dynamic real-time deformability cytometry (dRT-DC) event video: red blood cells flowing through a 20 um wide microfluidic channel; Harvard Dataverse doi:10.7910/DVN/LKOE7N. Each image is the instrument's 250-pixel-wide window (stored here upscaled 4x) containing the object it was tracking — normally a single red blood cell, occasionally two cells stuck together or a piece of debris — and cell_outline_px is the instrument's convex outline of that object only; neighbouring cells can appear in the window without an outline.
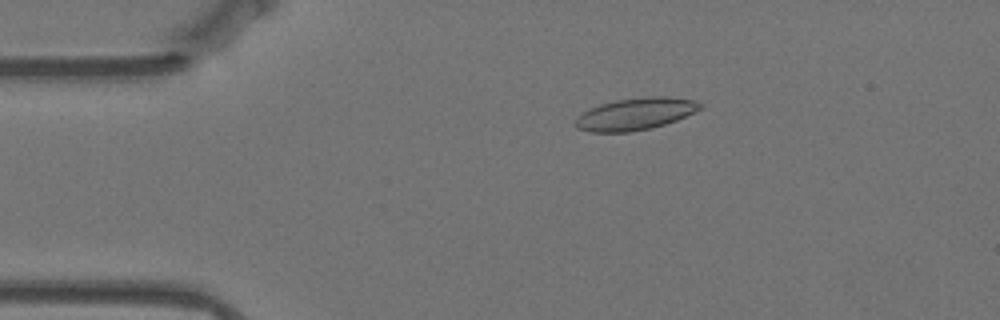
{"species": "Egyptian fruit bat (a non-hibernating species)", "species_latin": "Rousettus aegyptiacus", "temperature_condition": "warm", "stored_images_in_passage": 57, "camera_frame_rate_fps": 3000, "um_per_image_px": 0.085, "animal": {"sex": "female"}, "frame": {"image": 1, "passage_image": 10, "time_ms": 3.0, "image_size_px": [1000, 320], "cell_outline_px": [[704, 104], [700, 108], [676, 120], [652, 128], [628, 132], [588, 132], [576, 128], [572, 124], [576, 116], [588, 108], [600, 104], [616, 100], [648, 96], [668, 96], [696, 100]], "centroid_in_image_um": [53.94, 9.68], "position_along_channel_um": 31.1, "area_um2": 23.52}}
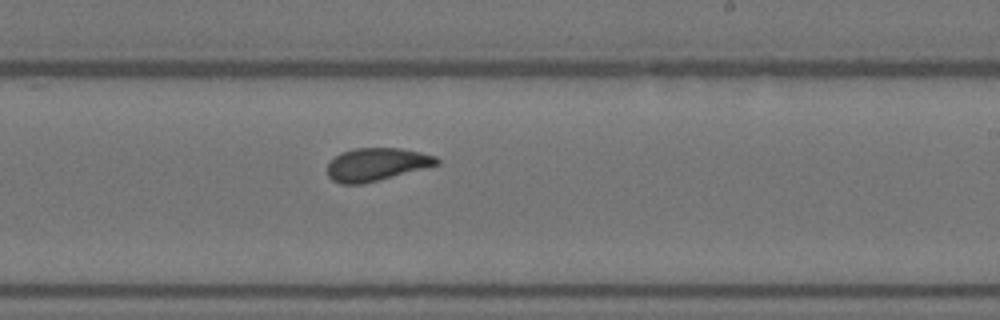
{"frame": {"image": 2, "passage_image": 33, "time_ms": 10.667, "image_size_px": [1000, 320], "cell_outline_px": [[440, 164], [364, 184], [340, 184], [332, 180], [328, 176], [328, 164], [340, 152], [356, 148], [400, 148], [420, 152], [436, 156], [440, 160]], "centroid_in_image_um": [32.01, 13.98], "position_along_channel_um": 257.0, "area_um2": 20.98}}
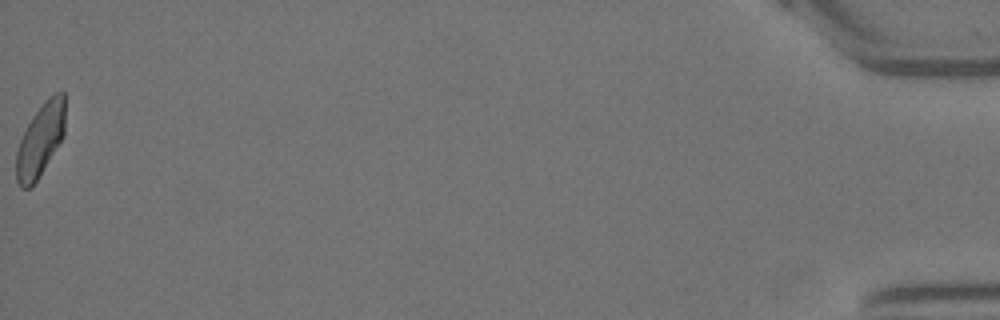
{"frame": {"image": 3, "passage_image": 57, "time_ms": 18.667, "image_size_px": [1000, 320], "cell_outline_px": [[64, 136], [32, 188], [20, 188], [16, 180], [16, 152], [20, 140], [32, 116], [44, 100], [48, 96], [56, 92], [64, 92]], "centroid_in_image_um": [3.42, 11.91], "position_along_channel_um": 431.8, "area_um2": 20.81}, "authors_computed_cell_mechanics": {"area_um2": 21.3282, "velocity_mm_per_s": 3.5001, "shape_relaxation_time_tau1_ms": 6.0684, "shape_relaxation_time_tau2_ms": 1.2154, "deformation_change_tau1": 0.1441, "deformation_change_tau2": 0.0783}}